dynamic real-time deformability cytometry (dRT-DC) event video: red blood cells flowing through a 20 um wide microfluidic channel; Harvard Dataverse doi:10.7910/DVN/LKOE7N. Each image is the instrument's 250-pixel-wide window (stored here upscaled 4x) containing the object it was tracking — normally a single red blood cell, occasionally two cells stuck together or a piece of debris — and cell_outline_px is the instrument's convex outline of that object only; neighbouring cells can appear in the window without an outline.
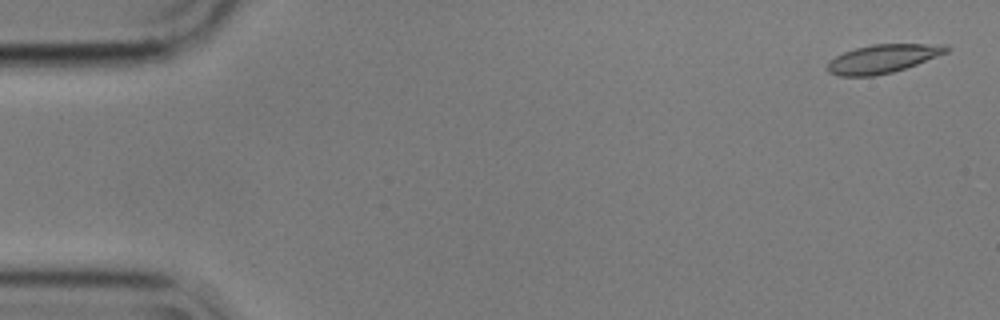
{"species": "common noctule bat (a hibernating species)", "species_latin": "Nyctalus noctula", "temperature_condition": "cold", "stored_images_in_passage": 5, "segment_of_instrument_passage": [1, 2], "camera_frame_rate_fps": 3000, "um_per_image_px": 0.085, "animal": {"sex": "male", "body_mass_g": 17.9}, "frame": {"image": 1, "passage_image": 1, "time_ms": 0.0, "image_size_px": [1000, 320], "cell_outline_px": [[952, 48], [948, 52], [916, 64], [892, 72], [872, 76], [840, 76], [828, 72], [828, 60], [844, 52], [856, 48], [872, 44], [948, 44]], "centroid_in_image_um": [75.06, 4.98], "position_along_channel_um": 9.9, "area_um2": 19.71}}
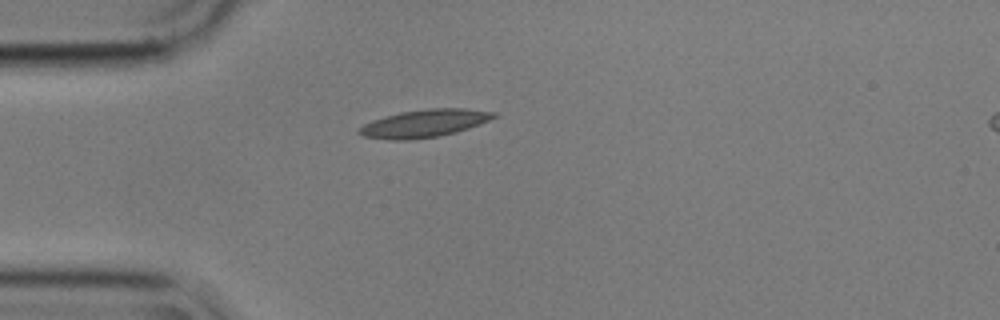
{"frame": {"image": 2, "passage_image": 4, "time_ms": 1.0, "image_size_px": [1000, 320], "cell_outline_px": [[496, 116], [488, 120], [468, 128], [456, 132], [436, 136], [412, 140], [388, 140], [364, 136], [356, 132], [364, 124], [372, 120], [384, 116], [400, 112], [428, 108], [464, 108], [496, 112]], "centroid_in_image_um": [36.03, 10.48], "position_along_channel_um": 49.0, "area_um2": 21.62}}